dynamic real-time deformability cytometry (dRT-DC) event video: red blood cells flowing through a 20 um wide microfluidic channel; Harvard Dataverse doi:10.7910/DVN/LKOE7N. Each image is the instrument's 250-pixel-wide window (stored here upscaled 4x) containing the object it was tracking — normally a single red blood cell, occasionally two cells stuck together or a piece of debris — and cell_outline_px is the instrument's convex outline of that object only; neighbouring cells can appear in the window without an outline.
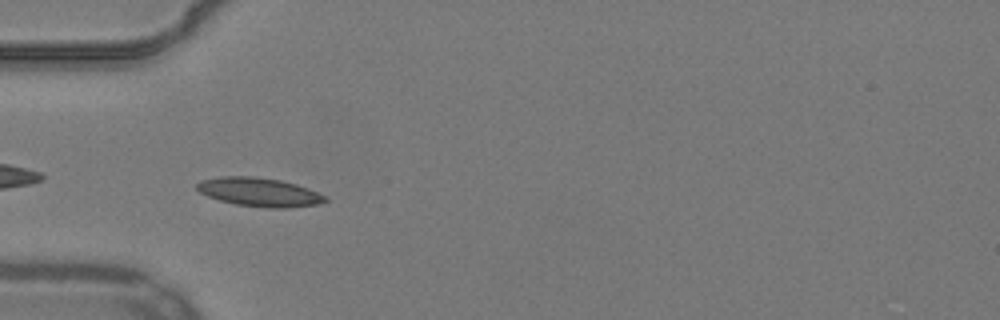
{"species": "common noctule bat (a hibernating species)", "species_latin": "Nyctalus noctula", "temperature_condition": "warm", "stored_images_in_passage": 6, "camera_frame_rate_fps": 3000, "um_per_image_px": 0.085, "animal": {"sex": "male", "body_mass_g": 19.2, "forearm_length_mm": 51.8}, "frame": {"image": 1, "passage_image": 3, "time_ms": 0.667, "image_size_px": [1000, 320], "cell_outline_px": [[328, 200], [316, 204], [288, 208], [268, 208], [236, 204], [220, 200], [208, 196], [200, 192], [196, 188], [196, 184], [200, 180], [220, 176], [256, 176], [280, 180], [296, 184], [308, 188], [324, 196]], "centroid_in_image_um": [22.0, 16.32], "position_along_channel_um": 63.0, "area_um2": 21.39}}